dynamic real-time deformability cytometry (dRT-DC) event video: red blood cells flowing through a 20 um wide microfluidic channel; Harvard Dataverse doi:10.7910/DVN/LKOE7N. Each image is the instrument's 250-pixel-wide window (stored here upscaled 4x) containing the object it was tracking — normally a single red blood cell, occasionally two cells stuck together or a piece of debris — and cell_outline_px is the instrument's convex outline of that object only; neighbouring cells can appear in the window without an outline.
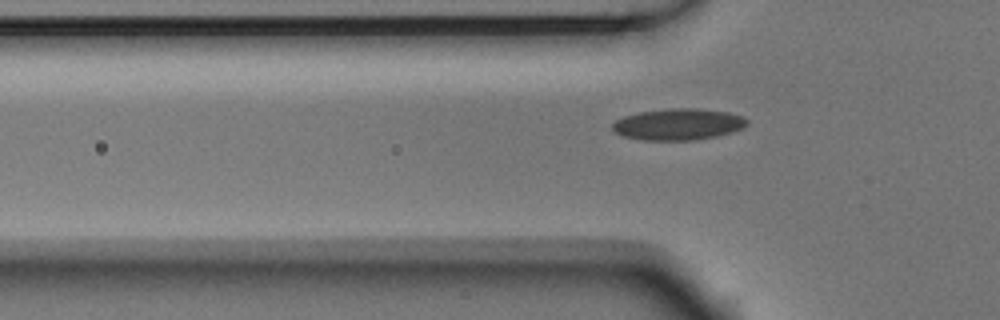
{"species": "Egyptian fruit bat (a non-hibernating species)", "species_latin": "Rousettus aegyptiacus", "temperature_condition": "room temperature", "stored_images_in_passage": 6, "camera_frame_rate_fps": 3000, "um_per_image_px": 0.085, "animal": {"sex": "male"}, "frame": {"image": 1, "passage_image": 6, "time_ms": 1.667, "image_size_px": [1000, 320], "cell_outline_px": [[748, 124], [744, 128], [732, 132], [716, 136], [692, 140], [644, 140], [624, 136], [612, 132], [612, 124], [616, 120], [624, 116], [640, 112], [668, 108], [700, 108], [728, 112], [744, 116], [748, 120]], "centroid_in_image_um": [57.67, 10.56], "position_along_channel_um": 68.1, "area_um2": 24.85}}